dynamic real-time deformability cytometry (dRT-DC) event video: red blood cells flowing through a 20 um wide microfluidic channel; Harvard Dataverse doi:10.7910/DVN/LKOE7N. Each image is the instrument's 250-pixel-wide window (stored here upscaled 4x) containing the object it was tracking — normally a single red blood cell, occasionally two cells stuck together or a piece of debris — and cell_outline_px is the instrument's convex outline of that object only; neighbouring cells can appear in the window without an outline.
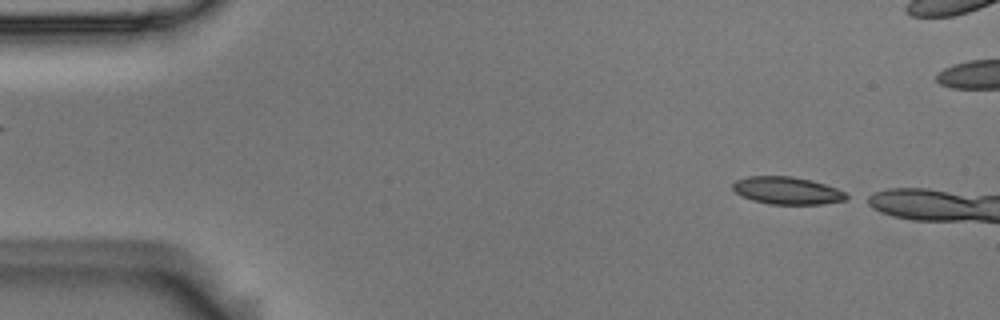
{"species": "Egyptian fruit bat (a non-hibernating species)", "species_latin": "Rousettus aegyptiacus", "temperature_condition": "room temperature", "stored_images_in_passage": 5, "segment_of_instrument_passage": [2, 2], "camera_frame_rate_fps": 3000, "um_per_image_px": 0.085, "animal": {"sex": "male"}, "frame": {"image": 1, "passage_image": 5, "time_ms": 1.333, "image_size_px": [1000, 320], "cell_outline_px": [[852, 196], [844, 200], [820, 204], [768, 204], [752, 200], [736, 192], [732, 188], [732, 184], [736, 180], [748, 176], [792, 176], [812, 180], [836, 188]], "centroid_in_image_um": [66.91, 16.19], "position_along_channel_um": 18.1, "area_um2": 18.15}}